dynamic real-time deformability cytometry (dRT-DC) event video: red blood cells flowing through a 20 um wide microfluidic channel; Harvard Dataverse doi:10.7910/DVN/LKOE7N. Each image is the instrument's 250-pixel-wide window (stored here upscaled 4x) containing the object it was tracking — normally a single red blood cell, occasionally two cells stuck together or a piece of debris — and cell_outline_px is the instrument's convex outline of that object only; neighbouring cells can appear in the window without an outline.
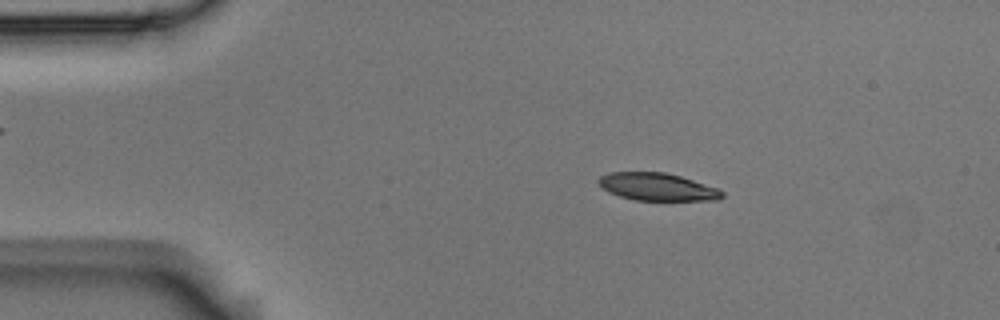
{"species": "Egyptian fruit bat (a non-hibernating species)", "species_latin": "Rousettus aegyptiacus", "temperature_condition": "room temperature", "stored_images_in_passage": 9, "camera_frame_rate_fps": 3000, "um_per_image_px": 0.085, "animal": {"sex": "male"}, "frame": {"image": 1, "passage_image": 2, "time_ms": 0.333, "image_size_px": [1000, 320], "cell_outline_px": [[724, 196], [716, 200], [636, 200], [620, 196], [608, 192], [600, 188], [596, 180], [600, 176], [608, 172], [664, 172], [680, 176], [716, 188], [724, 192]], "centroid_in_image_um": [55.8, 15.88], "position_along_channel_um": 29.2, "area_um2": 19.83}}
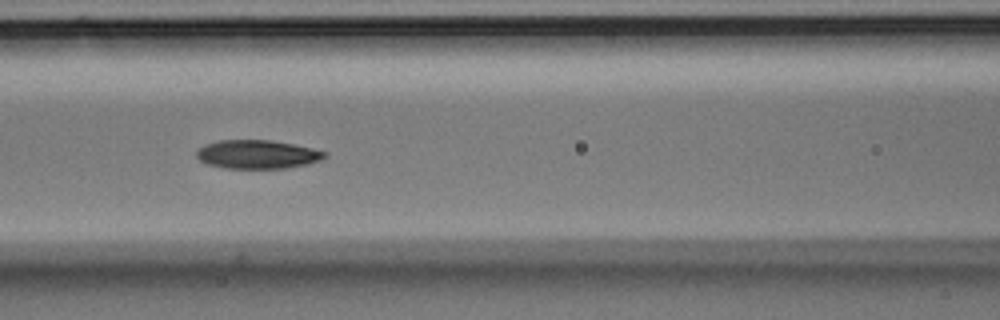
{"frame": {"image": 2, "passage_image": 6, "time_ms": 1.667, "image_size_px": [1000, 320], "cell_outline_px": [[328, 156], [320, 160], [308, 164], [284, 168], [224, 168], [208, 164], [200, 160], [196, 156], [196, 152], [204, 144], [220, 140], [268, 140], [292, 144], [312, 148], [328, 152]], "centroid_in_image_um": [21.89, 13.12], "position_along_channel_um": 144.7, "area_um2": 21.33}}
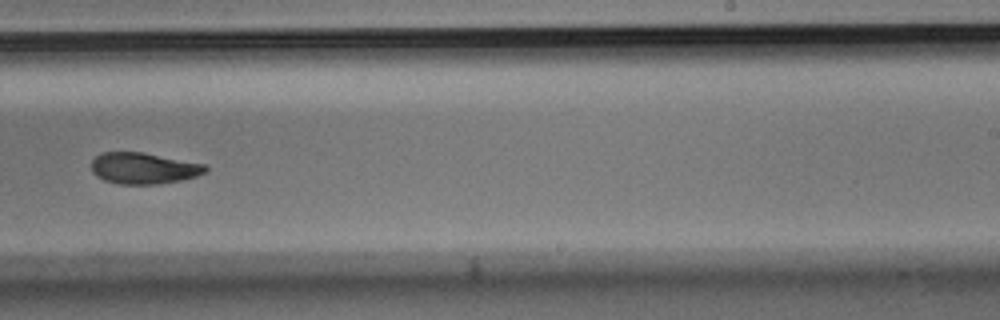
{"frame": {"image": 3, "passage_image": 9, "time_ms": 2.667, "image_size_px": [1000, 320], "cell_outline_px": [[208, 168], [204, 172], [196, 176], [180, 180], [160, 184], [120, 184], [104, 180], [96, 176], [92, 172], [92, 160], [100, 152], [140, 152], [204, 164]], "centroid_in_image_um": [12.16, 14.3], "position_along_channel_um": 276.8, "area_um2": 20.58}}